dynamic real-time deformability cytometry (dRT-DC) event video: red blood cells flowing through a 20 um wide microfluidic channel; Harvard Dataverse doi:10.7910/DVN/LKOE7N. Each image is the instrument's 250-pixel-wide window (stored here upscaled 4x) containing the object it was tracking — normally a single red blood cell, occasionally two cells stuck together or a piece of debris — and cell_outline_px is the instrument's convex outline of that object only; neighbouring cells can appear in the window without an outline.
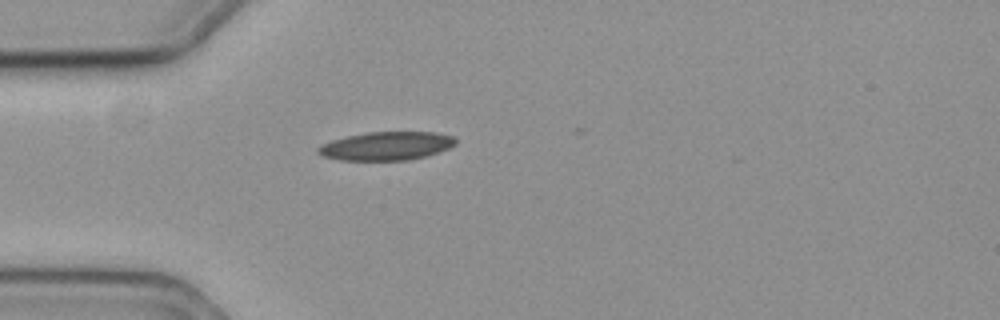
{"species": "common noctule bat (a hibernating species)", "species_latin": "Nyctalus noctula", "temperature_condition": "cold", "stored_images_in_passage": 35, "camera_frame_rate_fps": 3000, "um_per_image_px": 0.085, "animal": {"sex": "female", "body_mass_g": 19.3, "forearm_length_mm": 54.1}, "frame": {"image": 1, "passage_image": 1, "time_ms": 0.0, "image_size_px": [1000, 320], "cell_outline_px": [[456, 144], [448, 148], [424, 156], [408, 160], [340, 160], [320, 156], [316, 152], [316, 148], [320, 144], [332, 140], [348, 136], [368, 132], [436, 132], [452, 136], [456, 140]], "centroid_in_image_um": [32.78, 12.41], "position_along_channel_um": 52.2, "area_um2": 22.77}}
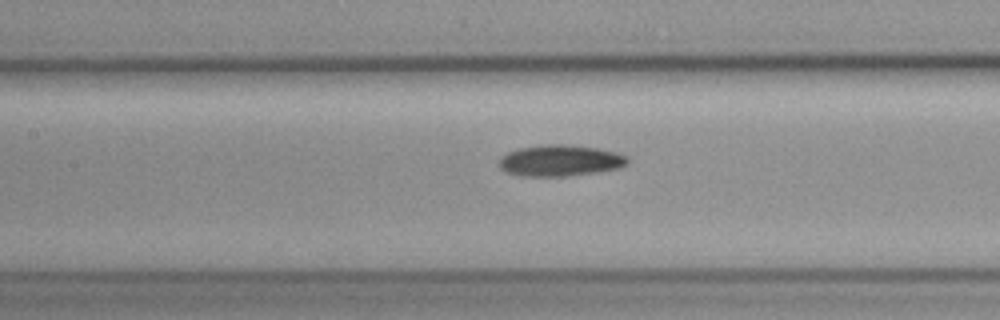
{"frame": {"image": 2, "passage_image": 11, "time_ms": 3.333, "image_size_px": [1000, 320], "cell_outline_px": [[628, 164], [620, 168], [596, 172], [568, 176], [520, 176], [504, 172], [500, 168], [500, 160], [508, 152], [520, 148], [544, 144], [572, 144], [600, 148], [616, 152], [628, 156]], "centroid_in_image_um": [47.65, 13.64], "position_along_channel_um": 159.7, "area_um2": 23.64}}
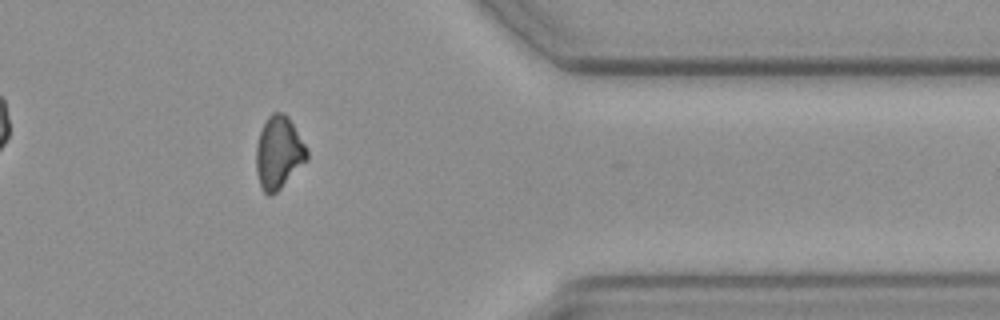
{"frame": {"image": 3, "passage_image": 32, "time_ms": 10.333, "image_size_px": [1000, 320], "cell_outline_px": [[308, 160], [272, 196], [268, 196], [264, 192], [260, 184], [256, 172], [256, 144], [260, 132], [268, 116], [272, 112], [284, 112], [288, 116], [304, 144], [308, 152]], "centroid_in_image_um": [23.68, 12.98], "position_along_channel_um": 387.7, "area_um2": 21.39}}